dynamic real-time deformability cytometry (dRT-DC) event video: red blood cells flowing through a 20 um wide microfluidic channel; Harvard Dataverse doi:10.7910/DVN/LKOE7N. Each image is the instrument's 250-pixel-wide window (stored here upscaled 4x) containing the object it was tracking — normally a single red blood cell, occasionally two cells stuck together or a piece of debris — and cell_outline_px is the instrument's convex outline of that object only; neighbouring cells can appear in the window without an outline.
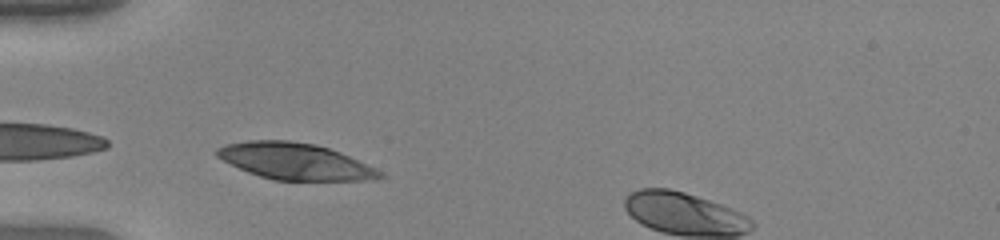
{"species": "human", "species_latin": "Homo sapiens", "temperature_condition": "warm", "stored_images_in_passage": 26, "camera_frame_rate_fps": 3000, "um_per_image_px": 0.085, "donor": {"sex": "female"}, "frame": {"image": 1, "passage_image": 1, "time_ms": 0.0, "image_size_px": [1000, 240], "cell_outline_px": [[384, 176], [364, 180], [272, 180], [248, 172], [216, 156], [216, 148], [228, 144], [248, 140], [288, 140], [316, 144], [340, 152], [376, 168], [384, 172]], "centroid_in_image_um": [25.08, 13.7], "position_along_channel_um": 59.9, "area_um2": 34.33}}
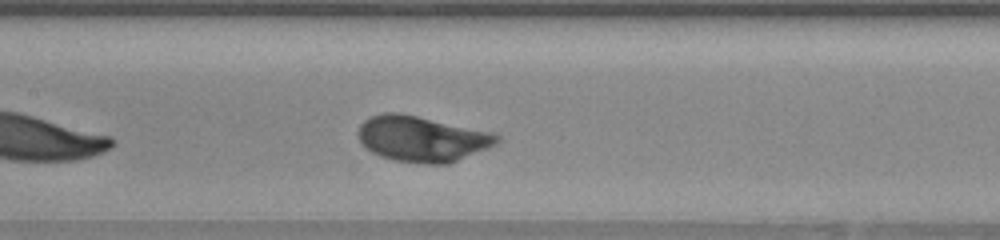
{"frame": {"image": 2, "passage_image": 10, "time_ms": 3.0, "image_size_px": [1000, 240], "cell_outline_px": [[500, 140], [496, 144], [488, 148], [448, 164], [424, 164], [396, 160], [380, 156], [364, 148], [360, 144], [356, 132], [360, 124], [364, 120], [372, 116], [384, 112], [400, 112], [496, 132], [500, 136]], "centroid_in_image_um": [35.86, 11.78], "position_along_channel_um": 171.5, "area_um2": 37.51}}
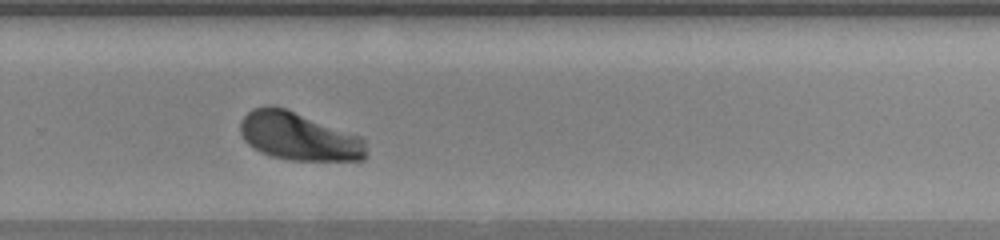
{"frame": {"image": 3, "passage_image": 20, "time_ms": 6.333, "image_size_px": [1000, 240], "cell_outline_px": [[364, 160], [292, 160], [272, 156], [260, 152], [248, 144], [244, 140], [240, 132], [240, 120], [252, 108], [268, 104], [272, 104], [284, 108], [364, 136]], "centroid_in_image_um": [25.37, 11.57], "position_along_channel_um": 304.4, "area_um2": 35.43}, "authors_computed_cell_mechanics": {"area_um2": 35.6915, "velocity_mm_per_s": 3.9913, "shape_relaxation_time_tau1_ms": 2.7937, "shape_relaxation_time_tau2_ms": null, "deformation_change_tau1": 0.2157, "deformation_change_tau2": null}}